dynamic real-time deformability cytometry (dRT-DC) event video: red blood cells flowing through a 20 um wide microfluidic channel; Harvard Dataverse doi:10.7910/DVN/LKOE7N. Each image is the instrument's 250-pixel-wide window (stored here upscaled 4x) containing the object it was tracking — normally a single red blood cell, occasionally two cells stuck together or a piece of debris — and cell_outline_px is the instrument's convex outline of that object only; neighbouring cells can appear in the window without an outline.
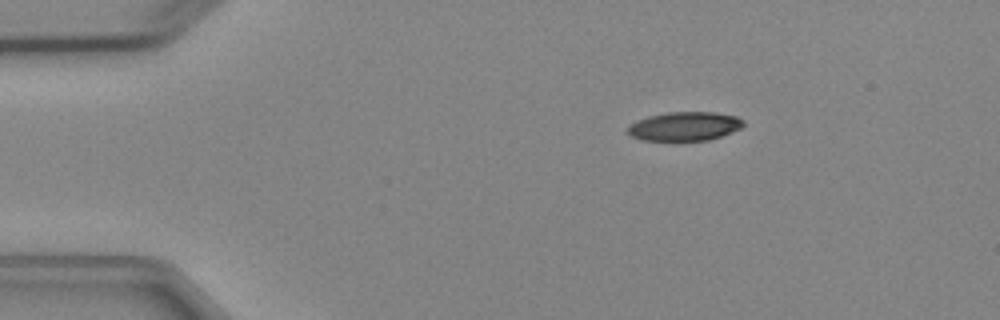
{"species": "Egyptian fruit bat (a non-hibernating species)", "species_latin": "Rousettus aegyptiacus", "temperature_condition": "cold", "stored_images_in_passage": 4, "segment_of_instrument_passage": [1, 2], "camera_frame_rate_fps": 3000, "um_per_image_px": 0.085, "animal": {"sex": "female"}, "frame": {"image": 1, "passage_image": 1, "time_ms": 0.0, "image_size_px": [1000, 320], "cell_outline_px": [[744, 124], [740, 128], [720, 136], [708, 140], [640, 140], [632, 136], [628, 132], [628, 128], [636, 120], [648, 116], [668, 112], [712, 112], [736, 116], [744, 120]], "centroid_in_image_um": [58.18, 10.72], "position_along_channel_um": 26.8, "area_um2": 19.25}}
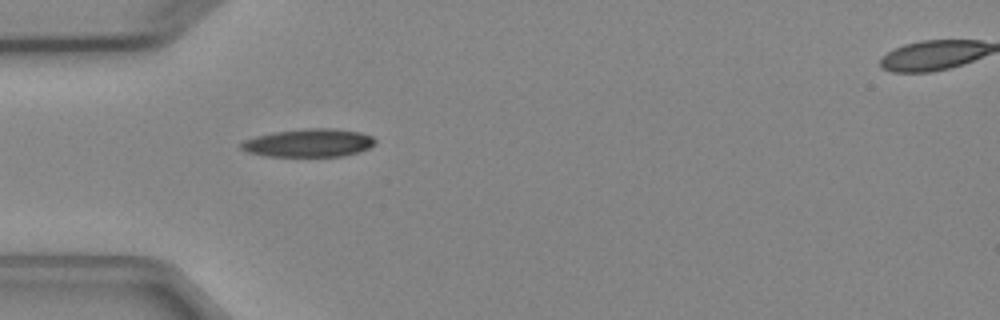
{"frame": {"image": 2, "passage_image": 3, "time_ms": 2.333, "image_size_px": [1000, 320], "cell_outline_px": [[376, 144], [368, 148], [344, 156], [264, 156], [248, 152], [240, 148], [240, 144], [244, 140], [256, 136], [272, 132], [304, 128], [332, 128], [360, 132], [372, 136], [376, 140]], "centroid_in_image_um": [26.24, 12.14], "position_along_channel_um": 58.8, "area_um2": 22.02}}